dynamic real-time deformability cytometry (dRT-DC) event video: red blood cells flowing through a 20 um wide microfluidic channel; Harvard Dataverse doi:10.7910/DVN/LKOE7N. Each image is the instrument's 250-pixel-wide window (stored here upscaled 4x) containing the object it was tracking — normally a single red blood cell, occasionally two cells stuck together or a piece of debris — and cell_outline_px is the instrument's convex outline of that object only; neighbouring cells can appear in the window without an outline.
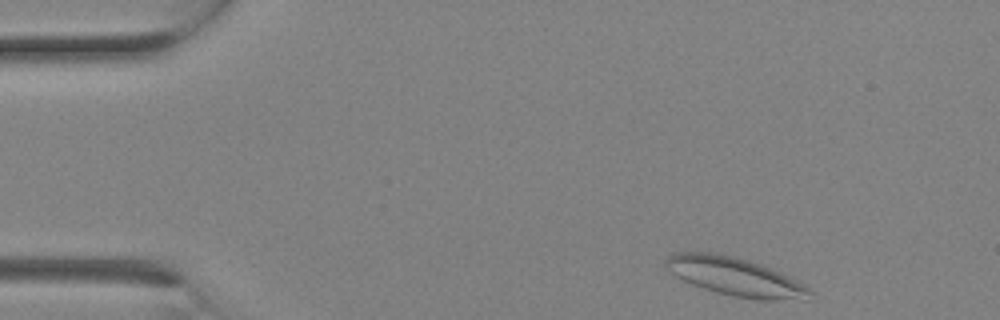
{"species": "Egyptian fruit bat (a non-hibernating species)", "species_latin": "Rousettus aegyptiacus", "temperature_condition": "room temperature", "stored_images_in_passage": 2, "camera_frame_rate_fps": 3000, "um_per_image_px": 0.085, "animal": {"sex": "female"}, "frame": {"image": 1, "passage_image": 1, "time_ms": 0.0, "image_size_px": [1000, 320], "cell_outline_px": [[812, 292], [804, 300], [760, 300], [732, 296], [716, 292], [692, 284], [668, 272], [664, 268], [664, 260], [668, 256], [676, 252], [716, 252], [748, 260], [772, 268], [804, 284]], "centroid_in_image_um": [62.45, 23.51], "position_along_channel_um": 22.6, "area_um2": 32.31}}